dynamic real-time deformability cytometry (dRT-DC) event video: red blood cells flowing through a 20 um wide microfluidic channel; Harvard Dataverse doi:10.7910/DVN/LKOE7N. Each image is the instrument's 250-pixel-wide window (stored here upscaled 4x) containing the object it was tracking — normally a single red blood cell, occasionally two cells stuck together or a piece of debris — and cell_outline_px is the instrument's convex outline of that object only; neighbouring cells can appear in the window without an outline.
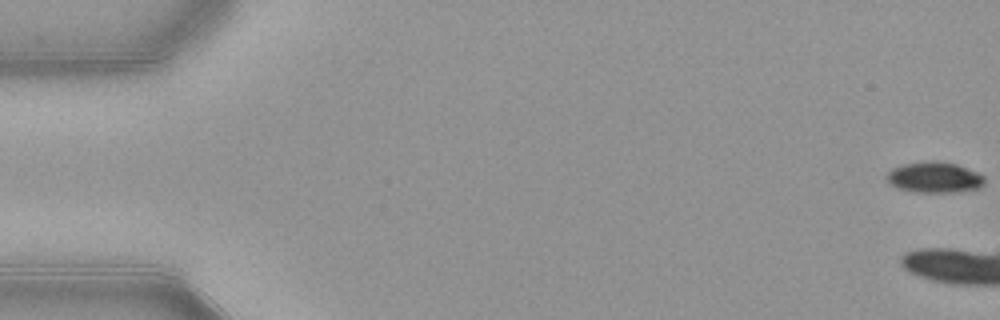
{"species": "common noctule bat (a hibernating species)", "species_latin": "Nyctalus noctula", "temperature_condition": "warm", "stored_images_in_passage": 15, "camera_frame_rate_fps": 3000, "um_per_image_px": 0.085, "animal": {"sex": "female", "body_mass_g": 21.9}, "frame": {"image": 1, "passage_image": 1, "time_ms": 0.0, "image_size_px": [1000, 320], "cell_outline_px": [[984, 184], [980, 188], [952, 192], [916, 192], [896, 188], [888, 184], [884, 176], [892, 168], [904, 164], [924, 160], [936, 160], [956, 164], [976, 172], [984, 176]], "centroid_in_image_um": [79.36, 15.07], "position_along_channel_um": 5.6, "area_um2": 17.8}}